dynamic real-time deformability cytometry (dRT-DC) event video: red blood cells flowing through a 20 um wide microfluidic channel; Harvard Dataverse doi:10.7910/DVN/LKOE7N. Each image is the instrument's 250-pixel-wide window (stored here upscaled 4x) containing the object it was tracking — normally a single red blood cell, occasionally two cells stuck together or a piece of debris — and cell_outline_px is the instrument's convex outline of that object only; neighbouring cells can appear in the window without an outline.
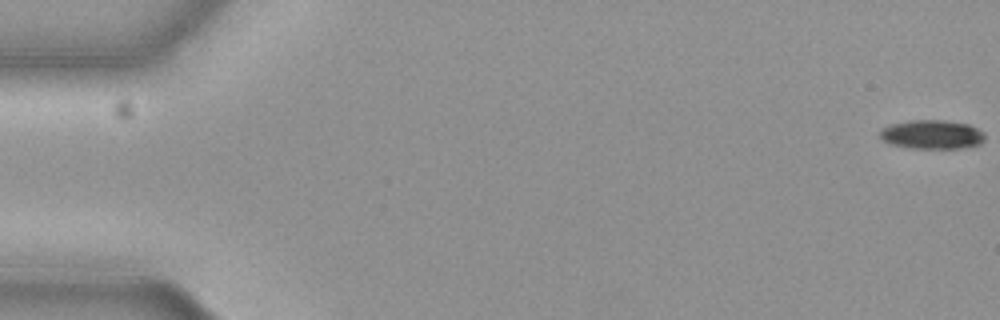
{"species": "common noctule bat (a hibernating species)", "species_latin": "Nyctalus noctula", "temperature_condition": "cold", "stored_images_in_passage": 18, "camera_frame_rate_fps": 3000, "um_per_image_px": 0.085, "animal": {"sex": "female", "body_mass_g": 19.3, "forearm_length_mm": 54.1}, "frame": {"image": 1, "passage_image": 1, "time_ms": 0.0, "image_size_px": [1000, 320], "cell_outline_px": [[984, 140], [980, 144], [960, 148], [912, 148], [888, 144], [880, 136], [880, 128], [892, 124], [912, 120], [944, 120], [968, 124], [984, 132]], "centroid_in_image_um": [79.2, 11.43], "position_along_channel_um": 5.8, "area_um2": 17.69}}